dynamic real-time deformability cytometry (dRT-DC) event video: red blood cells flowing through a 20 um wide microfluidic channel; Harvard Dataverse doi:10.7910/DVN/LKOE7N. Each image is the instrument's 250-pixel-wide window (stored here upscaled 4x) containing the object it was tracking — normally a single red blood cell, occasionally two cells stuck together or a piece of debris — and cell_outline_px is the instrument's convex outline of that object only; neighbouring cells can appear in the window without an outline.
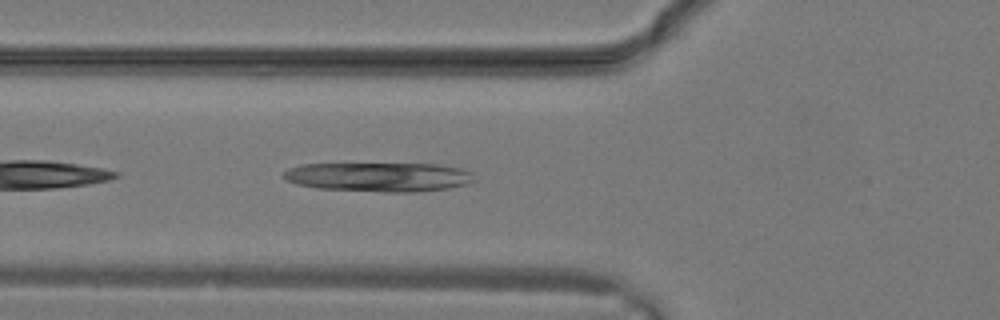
{"species": "common noctule bat (a hibernating species)", "species_latin": "Nyctalus noctula", "temperature_condition": "warm", "stored_images_in_passage": 12, "camera_frame_rate_fps": 3000, "um_per_image_px": 0.085, "animal": {"sex": "male", "body_mass_g": 19.2, "forearm_length_mm": 51.8}, "frame": {"image": 1, "passage_image": 10, "time_ms": 3.0, "image_size_px": [1000, 320], "cell_outline_px": [[476, 180], [468, 184], [448, 188], [412, 192], [384, 192], [316, 188], [296, 184], [288, 180], [284, 176], [284, 172], [288, 168], [300, 164], [440, 164], [460, 168], [472, 172]], "centroid_in_image_um": [32.24, 15.04], "position_along_channel_um": 93.6, "area_um2": 32.54}}
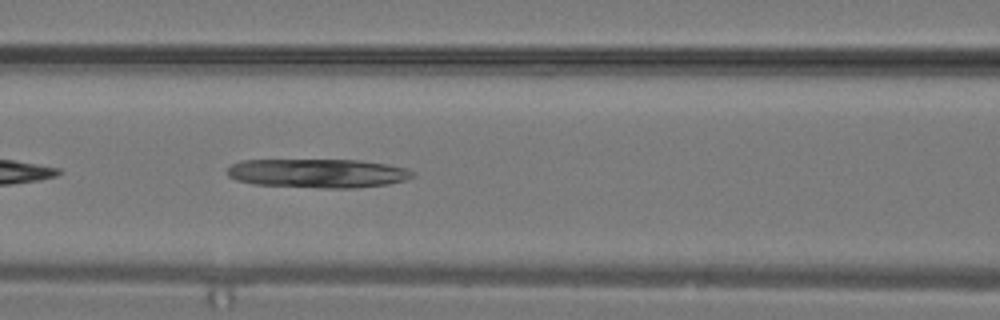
{"frame": {"image": 2, "passage_image": 12, "time_ms": 3.667, "image_size_px": [1000, 320], "cell_outline_px": [[416, 176], [408, 180], [388, 184], [356, 188], [320, 188], [252, 184], [236, 180], [228, 176], [228, 168], [232, 164], [240, 160], [360, 160], [388, 164], [408, 168], [416, 172]], "centroid_in_image_um": [27.08, 14.73], "position_along_channel_um": 139.5, "area_um2": 31.73}}